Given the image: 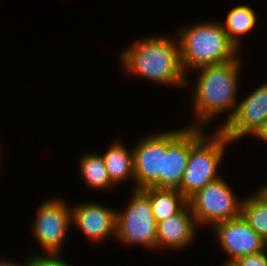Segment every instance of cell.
<instances>
[{
	"label": "cell",
	"mask_w": 267,
	"mask_h": 266,
	"mask_svg": "<svg viewBox=\"0 0 267 266\" xmlns=\"http://www.w3.org/2000/svg\"><path fill=\"white\" fill-rule=\"evenodd\" d=\"M221 177L192 195L187 203L197 224H215L241 216V204Z\"/></svg>",
	"instance_id": "obj_6"
},
{
	"label": "cell",
	"mask_w": 267,
	"mask_h": 266,
	"mask_svg": "<svg viewBox=\"0 0 267 266\" xmlns=\"http://www.w3.org/2000/svg\"><path fill=\"white\" fill-rule=\"evenodd\" d=\"M196 124L166 131V153H163V188L179 189L187 167L190 148L205 134Z\"/></svg>",
	"instance_id": "obj_8"
},
{
	"label": "cell",
	"mask_w": 267,
	"mask_h": 266,
	"mask_svg": "<svg viewBox=\"0 0 267 266\" xmlns=\"http://www.w3.org/2000/svg\"><path fill=\"white\" fill-rule=\"evenodd\" d=\"M266 122L267 82L237 103L233 116L219 130L230 142H236L247 134L256 136Z\"/></svg>",
	"instance_id": "obj_9"
},
{
	"label": "cell",
	"mask_w": 267,
	"mask_h": 266,
	"mask_svg": "<svg viewBox=\"0 0 267 266\" xmlns=\"http://www.w3.org/2000/svg\"><path fill=\"white\" fill-rule=\"evenodd\" d=\"M115 236L127 244H140L156 249L157 223L149 196L135 189L124 212L117 211Z\"/></svg>",
	"instance_id": "obj_5"
},
{
	"label": "cell",
	"mask_w": 267,
	"mask_h": 266,
	"mask_svg": "<svg viewBox=\"0 0 267 266\" xmlns=\"http://www.w3.org/2000/svg\"><path fill=\"white\" fill-rule=\"evenodd\" d=\"M167 36L146 37L123 51L122 64L129 74H137L150 81L185 87L179 41ZM187 80V81H186Z\"/></svg>",
	"instance_id": "obj_1"
},
{
	"label": "cell",
	"mask_w": 267,
	"mask_h": 266,
	"mask_svg": "<svg viewBox=\"0 0 267 266\" xmlns=\"http://www.w3.org/2000/svg\"><path fill=\"white\" fill-rule=\"evenodd\" d=\"M213 227L222 249L229 254L227 263H234L239 257L257 254L267 248V243L241 216L219 222Z\"/></svg>",
	"instance_id": "obj_11"
},
{
	"label": "cell",
	"mask_w": 267,
	"mask_h": 266,
	"mask_svg": "<svg viewBox=\"0 0 267 266\" xmlns=\"http://www.w3.org/2000/svg\"><path fill=\"white\" fill-rule=\"evenodd\" d=\"M207 138L204 134L190 148L187 167L178 189L187 200L208 183L220 178L218 166L230 141L219 129Z\"/></svg>",
	"instance_id": "obj_4"
},
{
	"label": "cell",
	"mask_w": 267,
	"mask_h": 266,
	"mask_svg": "<svg viewBox=\"0 0 267 266\" xmlns=\"http://www.w3.org/2000/svg\"><path fill=\"white\" fill-rule=\"evenodd\" d=\"M256 17L255 10L248 5H238L227 14L226 28L224 25L223 29L237 49L240 47V35H246L253 29L257 21Z\"/></svg>",
	"instance_id": "obj_17"
},
{
	"label": "cell",
	"mask_w": 267,
	"mask_h": 266,
	"mask_svg": "<svg viewBox=\"0 0 267 266\" xmlns=\"http://www.w3.org/2000/svg\"><path fill=\"white\" fill-rule=\"evenodd\" d=\"M106 165V169L111 182H122L123 180L133 177L134 164H133V152L128 149L121 142H114L110 148L102 156Z\"/></svg>",
	"instance_id": "obj_15"
},
{
	"label": "cell",
	"mask_w": 267,
	"mask_h": 266,
	"mask_svg": "<svg viewBox=\"0 0 267 266\" xmlns=\"http://www.w3.org/2000/svg\"><path fill=\"white\" fill-rule=\"evenodd\" d=\"M241 62L239 57L216 65L198 68L200 72L195 83L194 113L199 126L212 121V118L224 111H232L224 124L233 116L237 107L236 87ZM234 108V109H233ZM200 123V124H198Z\"/></svg>",
	"instance_id": "obj_2"
},
{
	"label": "cell",
	"mask_w": 267,
	"mask_h": 266,
	"mask_svg": "<svg viewBox=\"0 0 267 266\" xmlns=\"http://www.w3.org/2000/svg\"><path fill=\"white\" fill-rule=\"evenodd\" d=\"M223 266H235L233 263H225Z\"/></svg>",
	"instance_id": "obj_23"
},
{
	"label": "cell",
	"mask_w": 267,
	"mask_h": 266,
	"mask_svg": "<svg viewBox=\"0 0 267 266\" xmlns=\"http://www.w3.org/2000/svg\"><path fill=\"white\" fill-rule=\"evenodd\" d=\"M177 40L184 72L190 68L223 64L237 57L238 49L229 40L222 24L217 22L184 27Z\"/></svg>",
	"instance_id": "obj_3"
},
{
	"label": "cell",
	"mask_w": 267,
	"mask_h": 266,
	"mask_svg": "<svg viewBox=\"0 0 267 266\" xmlns=\"http://www.w3.org/2000/svg\"><path fill=\"white\" fill-rule=\"evenodd\" d=\"M36 255L37 254H35L33 258H29V261L27 262L28 266H72L69 263L61 260V258L59 257V252L47 253V257L46 255L45 257L44 255L41 256V254L37 256Z\"/></svg>",
	"instance_id": "obj_19"
},
{
	"label": "cell",
	"mask_w": 267,
	"mask_h": 266,
	"mask_svg": "<svg viewBox=\"0 0 267 266\" xmlns=\"http://www.w3.org/2000/svg\"><path fill=\"white\" fill-rule=\"evenodd\" d=\"M142 190L149 196L156 223L177 214L187 204L178 189L148 187Z\"/></svg>",
	"instance_id": "obj_14"
},
{
	"label": "cell",
	"mask_w": 267,
	"mask_h": 266,
	"mask_svg": "<svg viewBox=\"0 0 267 266\" xmlns=\"http://www.w3.org/2000/svg\"><path fill=\"white\" fill-rule=\"evenodd\" d=\"M267 248L257 254L239 257L233 264L235 266H267Z\"/></svg>",
	"instance_id": "obj_20"
},
{
	"label": "cell",
	"mask_w": 267,
	"mask_h": 266,
	"mask_svg": "<svg viewBox=\"0 0 267 266\" xmlns=\"http://www.w3.org/2000/svg\"><path fill=\"white\" fill-rule=\"evenodd\" d=\"M197 223L188 203L175 215L157 223L156 248H182L194 241Z\"/></svg>",
	"instance_id": "obj_13"
},
{
	"label": "cell",
	"mask_w": 267,
	"mask_h": 266,
	"mask_svg": "<svg viewBox=\"0 0 267 266\" xmlns=\"http://www.w3.org/2000/svg\"><path fill=\"white\" fill-rule=\"evenodd\" d=\"M71 223V207L65 200L51 199L40 205L34 221L33 232L45 254L60 252L66 231L69 230Z\"/></svg>",
	"instance_id": "obj_7"
},
{
	"label": "cell",
	"mask_w": 267,
	"mask_h": 266,
	"mask_svg": "<svg viewBox=\"0 0 267 266\" xmlns=\"http://www.w3.org/2000/svg\"><path fill=\"white\" fill-rule=\"evenodd\" d=\"M72 223L93 241H101L116 234L117 210L97 203H85L71 208Z\"/></svg>",
	"instance_id": "obj_12"
},
{
	"label": "cell",
	"mask_w": 267,
	"mask_h": 266,
	"mask_svg": "<svg viewBox=\"0 0 267 266\" xmlns=\"http://www.w3.org/2000/svg\"><path fill=\"white\" fill-rule=\"evenodd\" d=\"M259 139L267 142V122L265 123L264 127L259 131L256 135Z\"/></svg>",
	"instance_id": "obj_21"
},
{
	"label": "cell",
	"mask_w": 267,
	"mask_h": 266,
	"mask_svg": "<svg viewBox=\"0 0 267 266\" xmlns=\"http://www.w3.org/2000/svg\"><path fill=\"white\" fill-rule=\"evenodd\" d=\"M241 217L267 243V193L262 188L242 201Z\"/></svg>",
	"instance_id": "obj_16"
},
{
	"label": "cell",
	"mask_w": 267,
	"mask_h": 266,
	"mask_svg": "<svg viewBox=\"0 0 267 266\" xmlns=\"http://www.w3.org/2000/svg\"><path fill=\"white\" fill-rule=\"evenodd\" d=\"M82 157L84 158L80 159L79 172H81L86 184L95 189H110L114 184L109 178L102 155L91 153Z\"/></svg>",
	"instance_id": "obj_18"
},
{
	"label": "cell",
	"mask_w": 267,
	"mask_h": 266,
	"mask_svg": "<svg viewBox=\"0 0 267 266\" xmlns=\"http://www.w3.org/2000/svg\"><path fill=\"white\" fill-rule=\"evenodd\" d=\"M267 193V185L262 188Z\"/></svg>",
	"instance_id": "obj_24"
},
{
	"label": "cell",
	"mask_w": 267,
	"mask_h": 266,
	"mask_svg": "<svg viewBox=\"0 0 267 266\" xmlns=\"http://www.w3.org/2000/svg\"><path fill=\"white\" fill-rule=\"evenodd\" d=\"M14 261H8V260H6V261H0V266H20L19 264H17V263H13ZM21 266H28L27 265V261L23 264V265H21Z\"/></svg>",
	"instance_id": "obj_22"
},
{
	"label": "cell",
	"mask_w": 267,
	"mask_h": 266,
	"mask_svg": "<svg viewBox=\"0 0 267 266\" xmlns=\"http://www.w3.org/2000/svg\"><path fill=\"white\" fill-rule=\"evenodd\" d=\"M133 148L135 189L163 188V153H166V131L147 135Z\"/></svg>",
	"instance_id": "obj_10"
}]
</instances>
